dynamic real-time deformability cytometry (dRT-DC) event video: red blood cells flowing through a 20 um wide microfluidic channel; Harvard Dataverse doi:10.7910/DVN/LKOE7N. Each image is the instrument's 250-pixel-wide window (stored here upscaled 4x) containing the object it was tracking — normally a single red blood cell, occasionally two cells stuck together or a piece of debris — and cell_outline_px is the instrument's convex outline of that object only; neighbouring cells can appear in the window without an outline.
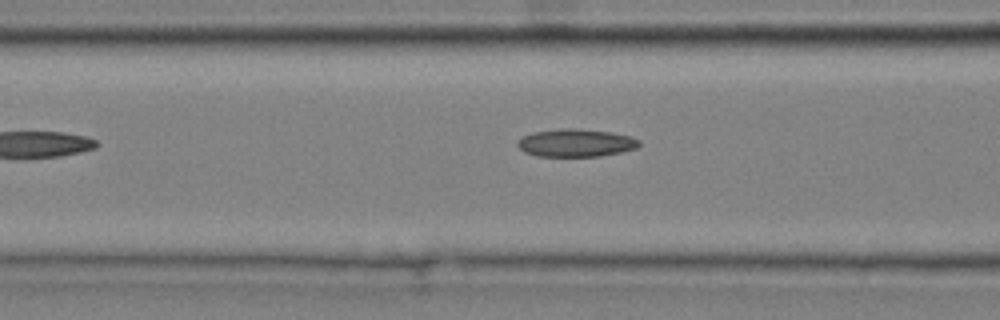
{"species": "common noctule bat (a hibernating species)", "species_latin": "Nyctalus noctula", "temperature_condition": "cold", "stored_images_in_passage": 5, "camera_frame_rate_fps": 3000, "um_per_image_px": 0.085, "animal": {"sex": "male", "body_mass_g": 20.4}, "frame": {"image": 1, "passage_image": 4, "time_ms": 1.0, "image_size_px": [1000, 320], "cell_outline_px": [[640, 144], [636, 148], [620, 152], [600, 156], [536, 156], [524, 152], [516, 144], [516, 140], [532, 132], [564, 128], [576, 128], [612, 132], [632, 136], [640, 140]], "centroid_in_image_um": [48.94, 12.14], "position_along_channel_um": 117.7, "area_um2": 19.83}}